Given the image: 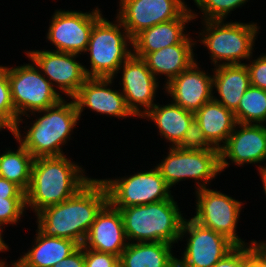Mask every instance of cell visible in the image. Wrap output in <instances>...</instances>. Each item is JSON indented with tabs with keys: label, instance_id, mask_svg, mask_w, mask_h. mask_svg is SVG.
Listing matches in <instances>:
<instances>
[{
	"label": "cell",
	"instance_id": "16",
	"mask_svg": "<svg viewBox=\"0 0 266 267\" xmlns=\"http://www.w3.org/2000/svg\"><path fill=\"white\" fill-rule=\"evenodd\" d=\"M115 16L133 39L156 24L179 18L189 7L185 0H118Z\"/></svg>",
	"mask_w": 266,
	"mask_h": 267
},
{
	"label": "cell",
	"instance_id": "20",
	"mask_svg": "<svg viewBox=\"0 0 266 267\" xmlns=\"http://www.w3.org/2000/svg\"><path fill=\"white\" fill-rule=\"evenodd\" d=\"M194 23L190 7L177 19L156 24L138 33L132 39L133 55L144 58L148 53L179 44L191 32L189 23Z\"/></svg>",
	"mask_w": 266,
	"mask_h": 267
},
{
	"label": "cell",
	"instance_id": "38",
	"mask_svg": "<svg viewBox=\"0 0 266 267\" xmlns=\"http://www.w3.org/2000/svg\"><path fill=\"white\" fill-rule=\"evenodd\" d=\"M250 247L252 250L253 255L262 262L266 267V239L263 240H256L252 239L250 240Z\"/></svg>",
	"mask_w": 266,
	"mask_h": 267
},
{
	"label": "cell",
	"instance_id": "33",
	"mask_svg": "<svg viewBox=\"0 0 266 267\" xmlns=\"http://www.w3.org/2000/svg\"><path fill=\"white\" fill-rule=\"evenodd\" d=\"M258 54V52L257 56L253 54L245 64L250 75V85L266 90V53H261L259 56Z\"/></svg>",
	"mask_w": 266,
	"mask_h": 267
},
{
	"label": "cell",
	"instance_id": "37",
	"mask_svg": "<svg viewBox=\"0 0 266 267\" xmlns=\"http://www.w3.org/2000/svg\"><path fill=\"white\" fill-rule=\"evenodd\" d=\"M53 267H85V247L81 245L70 256L64 258Z\"/></svg>",
	"mask_w": 266,
	"mask_h": 267
},
{
	"label": "cell",
	"instance_id": "27",
	"mask_svg": "<svg viewBox=\"0 0 266 267\" xmlns=\"http://www.w3.org/2000/svg\"><path fill=\"white\" fill-rule=\"evenodd\" d=\"M14 141L17 143V148L13 150L8 146L2 150V153L0 152V176L15 183L26 192L35 158L18 140Z\"/></svg>",
	"mask_w": 266,
	"mask_h": 267
},
{
	"label": "cell",
	"instance_id": "1",
	"mask_svg": "<svg viewBox=\"0 0 266 267\" xmlns=\"http://www.w3.org/2000/svg\"><path fill=\"white\" fill-rule=\"evenodd\" d=\"M79 123L75 101L73 98H63L45 110L19 118L13 128V138L34 158L64 156L68 153L64 152V147L74 138L72 135L77 133L74 130L78 128Z\"/></svg>",
	"mask_w": 266,
	"mask_h": 267
},
{
	"label": "cell",
	"instance_id": "5",
	"mask_svg": "<svg viewBox=\"0 0 266 267\" xmlns=\"http://www.w3.org/2000/svg\"><path fill=\"white\" fill-rule=\"evenodd\" d=\"M182 209L174 195L160 202L120 209L128 243L179 244L182 225L188 217Z\"/></svg>",
	"mask_w": 266,
	"mask_h": 267
},
{
	"label": "cell",
	"instance_id": "4",
	"mask_svg": "<svg viewBox=\"0 0 266 267\" xmlns=\"http://www.w3.org/2000/svg\"><path fill=\"white\" fill-rule=\"evenodd\" d=\"M195 33L196 46L208 51L212 67L219 65L245 64L255 52L261 25L258 22L226 20L199 21ZM197 35V36H196ZM198 44V45H197Z\"/></svg>",
	"mask_w": 266,
	"mask_h": 267
},
{
	"label": "cell",
	"instance_id": "15",
	"mask_svg": "<svg viewBox=\"0 0 266 267\" xmlns=\"http://www.w3.org/2000/svg\"><path fill=\"white\" fill-rule=\"evenodd\" d=\"M219 158L221 173L230 165H234V168L254 165L256 169L264 166L266 125L237 123L226 143L219 149Z\"/></svg>",
	"mask_w": 266,
	"mask_h": 267
},
{
	"label": "cell",
	"instance_id": "35",
	"mask_svg": "<svg viewBox=\"0 0 266 267\" xmlns=\"http://www.w3.org/2000/svg\"><path fill=\"white\" fill-rule=\"evenodd\" d=\"M119 260V257L85 248V267H111Z\"/></svg>",
	"mask_w": 266,
	"mask_h": 267
},
{
	"label": "cell",
	"instance_id": "23",
	"mask_svg": "<svg viewBox=\"0 0 266 267\" xmlns=\"http://www.w3.org/2000/svg\"><path fill=\"white\" fill-rule=\"evenodd\" d=\"M212 70L213 99L235 112L243 94L251 86L246 64L219 65Z\"/></svg>",
	"mask_w": 266,
	"mask_h": 267
},
{
	"label": "cell",
	"instance_id": "19",
	"mask_svg": "<svg viewBox=\"0 0 266 267\" xmlns=\"http://www.w3.org/2000/svg\"><path fill=\"white\" fill-rule=\"evenodd\" d=\"M127 245L122 214L108 202L97 214L82 246L120 258Z\"/></svg>",
	"mask_w": 266,
	"mask_h": 267
},
{
	"label": "cell",
	"instance_id": "28",
	"mask_svg": "<svg viewBox=\"0 0 266 267\" xmlns=\"http://www.w3.org/2000/svg\"><path fill=\"white\" fill-rule=\"evenodd\" d=\"M234 114L237 123L266 125V90L250 86Z\"/></svg>",
	"mask_w": 266,
	"mask_h": 267
},
{
	"label": "cell",
	"instance_id": "42",
	"mask_svg": "<svg viewBox=\"0 0 266 267\" xmlns=\"http://www.w3.org/2000/svg\"><path fill=\"white\" fill-rule=\"evenodd\" d=\"M7 259H0V267H25L19 260H11V264L8 265Z\"/></svg>",
	"mask_w": 266,
	"mask_h": 267
},
{
	"label": "cell",
	"instance_id": "34",
	"mask_svg": "<svg viewBox=\"0 0 266 267\" xmlns=\"http://www.w3.org/2000/svg\"><path fill=\"white\" fill-rule=\"evenodd\" d=\"M250 259V245H236L212 267H245Z\"/></svg>",
	"mask_w": 266,
	"mask_h": 267
},
{
	"label": "cell",
	"instance_id": "7",
	"mask_svg": "<svg viewBox=\"0 0 266 267\" xmlns=\"http://www.w3.org/2000/svg\"><path fill=\"white\" fill-rule=\"evenodd\" d=\"M164 153L166 155L163 154V159L155 167L171 189H176V185L187 179L194 181V191L211 187L213 180L222 174L219 149L182 150L167 147Z\"/></svg>",
	"mask_w": 266,
	"mask_h": 267
},
{
	"label": "cell",
	"instance_id": "3",
	"mask_svg": "<svg viewBox=\"0 0 266 267\" xmlns=\"http://www.w3.org/2000/svg\"><path fill=\"white\" fill-rule=\"evenodd\" d=\"M85 170L69 155L35 158L30 184L25 192L26 210L36 214L74 196L93 178Z\"/></svg>",
	"mask_w": 266,
	"mask_h": 267
},
{
	"label": "cell",
	"instance_id": "25",
	"mask_svg": "<svg viewBox=\"0 0 266 267\" xmlns=\"http://www.w3.org/2000/svg\"><path fill=\"white\" fill-rule=\"evenodd\" d=\"M194 119L203 130L207 141L217 149L226 143L237 124L234 112L214 99L196 111Z\"/></svg>",
	"mask_w": 266,
	"mask_h": 267
},
{
	"label": "cell",
	"instance_id": "24",
	"mask_svg": "<svg viewBox=\"0 0 266 267\" xmlns=\"http://www.w3.org/2000/svg\"><path fill=\"white\" fill-rule=\"evenodd\" d=\"M35 233L29 249L17 258L25 267H53L80 247L73 240L48 237L38 229Z\"/></svg>",
	"mask_w": 266,
	"mask_h": 267
},
{
	"label": "cell",
	"instance_id": "8",
	"mask_svg": "<svg viewBox=\"0 0 266 267\" xmlns=\"http://www.w3.org/2000/svg\"><path fill=\"white\" fill-rule=\"evenodd\" d=\"M134 174L100 179L108 192V202L116 209L146 205L171 198L173 191L159 170L151 166Z\"/></svg>",
	"mask_w": 266,
	"mask_h": 267
},
{
	"label": "cell",
	"instance_id": "2",
	"mask_svg": "<svg viewBox=\"0 0 266 267\" xmlns=\"http://www.w3.org/2000/svg\"><path fill=\"white\" fill-rule=\"evenodd\" d=\"M108 203V192L100 178H92L74 196L43 208L34 215L37 229L48 237L83 244L97 214Z\"/></svg>",
	"mask_w": 266,
	"mask_h": 267
},
{
	"label": "cell",
	"instance_id": "12",
	"mask_svg": "<svg viewBox=\"0 0 266 267\" xmlns=\"http://www.w3.org/2000/svg\"><path fill=\"white\" fill-rule=\"evenodd\" d=\"M179 241L186 244L179 253L181 257L176 258L177 267H212L236 246L226 236L202 226L191 217L185 218Z\"/></svg>",
	"mask_w": 266,
	"mask_h": 267
},
{
	"label": "cell",
	"instance_id": "39",
	"mask_svg": "<svg viewBox=\"0 0 266 267\" xmlns=\"http://www.w3.org/2000/svg\"><path fill=\"white\" fill-rule=\"evenodd\" d=\"M5 230L0 227V253H7L11 250L9 244L5 242Z\"/></svg>",
	"mask_w": 266,
	"mask_h": 267
},
{
	"label": "cell",
	"instance_id": "31",
	"mask_svg": "<svg viewBox=\"0 0 266 267\" xmlns=\"http://www.w3.org/2000/svg\"><path fill=\"white\" fill-rule=\"evenodd\" d=\"M0 116L14 128L18 122L8 79V65L0 64Z\"/></svg>",
	"mask_w": 266,
	"mask_h": 267
},
{
	"label": "cell",
	"instance_id": "13",
	"mask_svg": "<svg viewBox=\"0 0 266 267\" xmlns=\"http://www.w3.org/2000/svg\"><path fill=\"white\" fill-rule=\"evenodd\" d=\"M118 74L120 78H118ZM112 79H119V89L133 115L141 118L156 104L158 90L164 86L148 68L146 62L133 54L119 67ZM157 96V97H156Z\"/></svg>",
	"mask_w": 266,
	"mask_h": 267
},
{
	"label": "cell",
	"instance_id": "14",
	"mask_svg": "<svg viewBox=\"0 0 266 267\" xmlns=\"http://www.w3.org/2000/svg\"><path fill=\"white\" fill-rule=\"evenodd\" d=\"M24 53L63 98H73L87 79L84 63L77 59L81 56L79 54L50 50V48L25 49Z\"/></svg>",
	"mask_w": 266,
	"mask_h": 267
},
{
	"label": "cell",
	"instance_id": "30",
	"mask_svg": "<svg viewBox=\"0 0 266 267\" xmlns=\"http://www.w3.org/2000/svg\"><path fill=\"white\" fill-rule=\"evenodd\" d=\"M26 212V198H0V227L20 225Z\"/></svg>",
	"mask_w": 266,
	"mask_h": 267
},
{
	"label": "cell",
	"instance_id": "9",
	"mask_svg": "<svg viewBox=\"0 0 266 267\" xmlns=\"http://www.w3.org/2000/svg\"><path fill=\"white\" fill-rule=\"evenodd\" d=\"M210 187L193 192L195 195L194 215L191 218L202 226L226 236L235 245H248L237 233L240 216L244 210V201L231 197L230 194ZM243 209V210H242Z\"/></svg>",
	"mask_w": 266,
	"mask_h": 267
},
{
	"label": "cell",
	"instance_id": "29",
	"mask_svg": "<svg viewBox=\"0 0 266 267\" xmlns=\"http://www.w3.org/2000/svg\"><path fill=\"white\" fill-rule=\"evenodd\" d=\"M195 7L198 10L193 9L190 5V10L194 19V22L198 18L201 21L207 20H227L232 12L237 8L242 9L246 6L247 2L250 0H192ZM192 8V9H191ZM196 11V12H195ZM198 11V13H197ZM201 16V17H200Z\"/></svg>",
	"mask_w": 266,
	"mask_h": 267
},
{
	"label": "cell",
	"instance_id": "10",
	"mask_svg": "<svg viewBox=\"0 0 266 267\" xmlns=\"http://www.w3.org/2000/svg\"><path fill=\"white\" fill-rule=\"evenodd\" d=\"M28 61L8 65L11 98L18 118L45 110L63 99L35 63L30 58Z\"/></svg>",
	"mask_w": 266,
	"mask_h": 267
},
{
	"label": "cell",
	"instance_id": "41",
	"mask_svg": "<svg viewBox=\"0 0 266 267\" xmlns=\"http://www.w3.org/2000/svg\"><path fill=\"white\" fill-rule=\"evenodd\" d=\"M245 267H265V265L260 262L252 253L251 247H250V259L245 265Z\"/></svg>",
	"mask_w": 266,
	"mask_h": 267
},
{
	"label": "cell",
	"instance_id": "44",
	"mask_svg": "<svg viewBox=\"0 0 266 267\" xmlns=\"http://www.w3.org/2000/svg\"><path fill=\"white\" fill-rule=\"evenodd\" d=\"M111 267H123V264L121 262V260L119 259L114 265H112Z\"/></svg>",
	"mask_w": 266,
	"mask_h": 267
},
{
	"label": "cell",
	"instance_id": "17",
	"mask_svg": "<svg viewBox=\"0 0 266 267\" xmlns=\"http://www.w3.org/2000/svg\"><path fill=\"white\" fill-rule=\"evenodd\" d=\"M112 78H87L73 97L77 112L82 120L88 110L100 116L117 119L136 117L129 110L125 97ZM115 85V86H114ZM116 87V89H115ZM84 113V114H83ZM82 116V117H81Z\"/></svg>",
	"mask_w": 266,
	"mask_h": 267
},
{
	"label": "cell",
	"instance_id": "26",
	"mask_svg": "<svg viewBox=\"0 0 266 267\" xmlns=\"http://www.w3.org/2000/svg\"><path fill=\"white\" fill-rule=\"evenodd\" d=\"M175 247L165 242L128 243L119 259L123 267H177Z\"/></svg>",
	"mask_w": 266,
	"mask_h": 267
},
{
	"label": "cell",
	"instance_id": "32",
	"mask_svg": "<svg viewBox=\"0 0 266 267\" xmlns=\"http://www.w3.org/2000/svg\"><path fill=\"white\" fill-rule=\"evenodd\" d=\"M182 150H206L214 148L205 138L203 130L194 119L186 130L182 142L177 146Z\"/></svg>",
	"mask_w": 266,
	"mask_h": 267
},
{
	"label": "cell",
	"instance_id": "11",
	"mask_svg": "<svg viewBox=\"0 0 266 267\" xmlns=\"http://www.w3.org/2000/svg\"><path fill=\"white\" fill-rule=\"evenodd\" d=\"M92 10V11H91ZM91 10L55 9L48 19L46 43L50 42L55 51L82 55L86 52L94 23L103 15L95 6ZM48 41V42H47Z\"/></svg>",
	"mask_w": 266,
	"mask_h": 267
},
{
	"label": "cell",
	"instance_id": "43",
	"mask_svg": "<svg viewBox=\"0 0 266 267\" xmlns=\"http://www.w3.org/2000/svg\"><path fill=\"white\" fill-rule=\"evenodd\" d=\"M8 130V133L11 132V135H13V128L0 116V132L2 134V131Z\"/></svg>",
	"mask_w": 266,
	"mask_h": 267
},
{
	"label": "cell",
	"instance_id": "40",
	"mask_svg": "<svg viewBox=\"0 0 266 267\" xmlns=\"http://www.w3.org/2000/svg\"><path fill=\"white\" fill-rule=\"evenodd\" d=\"M259 174V179H261V182H262V187L263 188V191L262 193H264L265 197L266 198V164L258 169H256Z\"/></svg>",
	"mask_w": 266,
	"mask_h": 267
},
{
	"label": "cell",
	"instance_id": "18",
	"mask_svg": "<svg viewBox=\"0 0 266 267\" xmlns=\"http://www.w3.org/2000/svg\"><path fill=\"white\" fill-rule=\"evenodd\" d=\"M194 61L164 86V95L184 110L195 113L213 99V70ZM205 69V70H204Z\"/></svg>",
	"mask_w": 266,
	"mask_h": 267
},
{
	"label": "cell",
	"instance_id": "6",
	"mask_svg": "<svg viewBox=\"0 0 266 267\" xmlns=\"http://www.w3.org/2000/svg\"><path fill=\"white\" fill-rule=\"evenodd\" d=\"M102 15L95 23L88 47L90 64L83 65L87 78H113L119 67L133 54L132 38L121 21L114 15L110 21ZM90 68V69H89Z\"/></svg>",
	"mask_w": 266,
	"mask_h": 267
},
{
	"label": "cell",
	"instance_id": "22",
	"mask_svg": "<svg viewBox=\"0 0 266 267\" xmlns=\"http://www.w3.org/2000/svg\"><path fill=\"white\" fill-rule=\"evenodd\" d=\"M157 102L141 119L153 122L158 130L160 140L169 142V147H177L183 140L184 134L194 120V113L184 110L171 100L165 104Z\"/></svg>",
	"mask_w": 266,
	"mask_h": 267
},
{
	"label": "cell",
	"instance_id": "36",
	"mask_svg": "<svg viewBox=\"0 0 266 267\" xmlns=\"http://www.w3.org/2000/svg\"><path fill=\"white\" fill-rule=\"evenodd\" d=\"M0 198H26L25 192L15 183L0 176Z\"/></svg>",
	"mask_w": 266,
	"mask_h": 267
},
{
	"label": "cell",
	"instance_id": "21",
	"mask_svg": "<svg viewBox=\"0 0 266 267\" xmlns=\"http://www.w3.org/2000/svg\"><path fill=\"white\" fill-rule=\"evenodd\" d=\"M193 35L195 36V32L189 34L179 44L148 53L143 58L156 79L158 81L164 79L163 86L167 85L173 78L198 59L197 53L194 52L197 51V47L196 38ZM163 76L166 78H162Z\"/></svg>",
	"mask_w": 266,
	"mask_h": 267
}]
</instances>
